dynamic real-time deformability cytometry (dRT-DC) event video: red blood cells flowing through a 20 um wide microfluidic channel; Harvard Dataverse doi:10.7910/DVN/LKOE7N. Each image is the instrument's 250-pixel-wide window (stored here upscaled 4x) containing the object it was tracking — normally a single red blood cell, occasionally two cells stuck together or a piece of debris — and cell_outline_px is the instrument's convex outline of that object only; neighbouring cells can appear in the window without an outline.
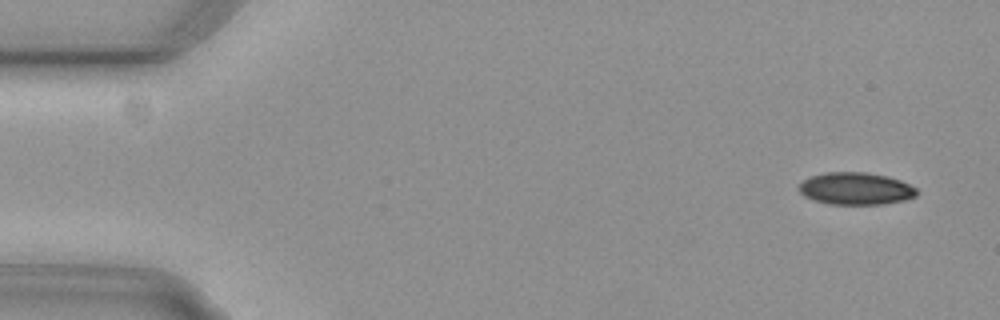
{"species": "common noctule bat (a hibernating species)", "species_latin": "Nyctalus noctula", "temperature_condition": "cold", "stored_images_in_passage": 6, "camera_frame_rate_fps": 3000, "um_per_image_px": 0.085, "animal": {"sex": "female", "body_mass_g": 29.2, "forearm_length_mm": 56.3}, "frame": {"image": 1, "passage_image": 1, "time_ms": 0.0, "image_size_px": [1000, 320], "cell_outline_px": [[916, 196], [904, 200], [884, 204], [832, 204], [816, 200], [804, 196], [796, 188], [808, 176], [824, 172], [868, 172], [888, 176], [900, 180], [916, 188]], "centroid_in_image_um": [72.71, 16.01], "position_along_channel_um": 12.3, "area_um2": 22.2}}